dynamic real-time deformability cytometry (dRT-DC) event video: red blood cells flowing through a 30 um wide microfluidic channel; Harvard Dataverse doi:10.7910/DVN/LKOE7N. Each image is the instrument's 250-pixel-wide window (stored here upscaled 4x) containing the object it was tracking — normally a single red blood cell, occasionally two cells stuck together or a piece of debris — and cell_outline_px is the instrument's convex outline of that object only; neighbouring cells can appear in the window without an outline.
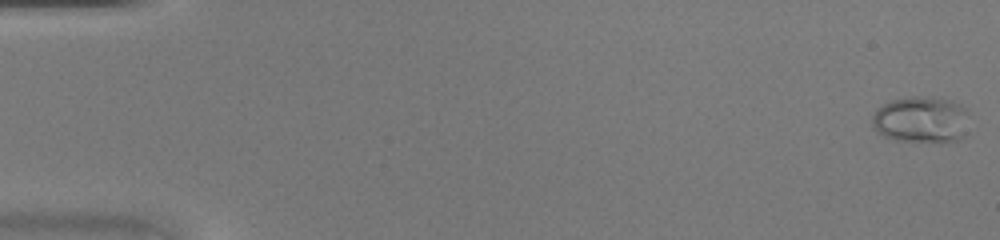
{"species": "common noctule bat (a hibernating species)", "species_latin": "Nyctalus noctula", "temperature_condition": "warm", "stored_images_in_passage": 38, "camera_frame_rate_fps": 3000, "um_per_image_px": 0.085, "animal": {"sex": "female", "body_mass_g": 20.0, "forearm_length_mm": 54.0}, "frame": {"image": 1, "passage_image": 1, "time_ms": 0.0, "image_size_px": [1000, 240], "cell_outline_px": [[968, 112], [960, 140], [896, 140], [884, 136], [872, 124], [872, 116], [876, 108], [892, 100], [912, 96], [932, 96], [952, 100], [968, 108]], "centroid_in_image_um": [78.28, 10.11], "position_along_channel_um": 6.7, "area_um2": 25.78}}
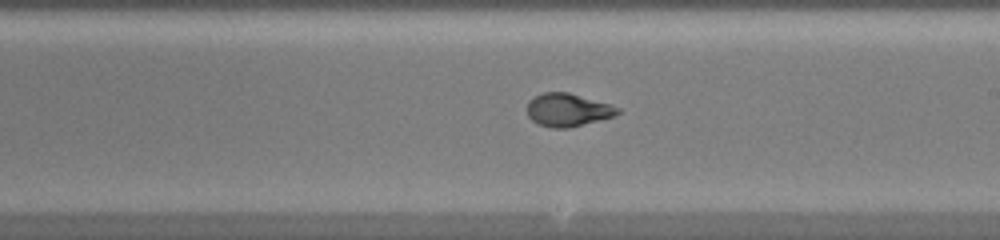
{"frame": {"image": 2, "passage_image": 28, "time_ms": 9.0, "image_size_px": [1000, 240], "cell_outline_px": [[620, 112], [612, 116], [568, 128], [552, 128], [540, 124], [532, 120], [528, 116], [528, 100], [544, 92], [568, 92], [608, 104], [620, 108]], "centroid_in_image_um": [48.22, 9.34], "position_along_channel_um": 240.8, "area_um2": 16.99}}
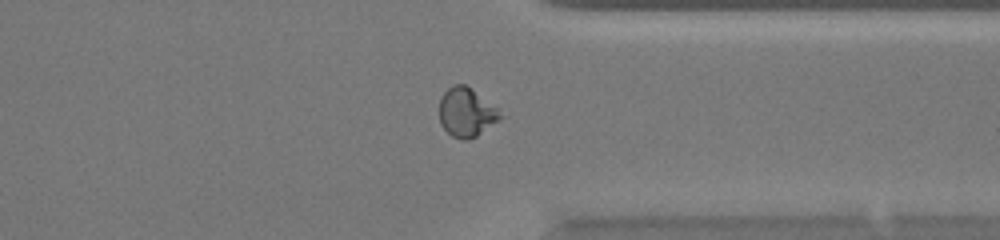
{"frame": {"image": 3, "passage_image": 37, "time_ms": 12.0, "image_size_px": [1000, 240], "cell_outline_px": [[508, 116], [476, 136], [468, 140], [460, 140], [452, 136], [440, 124], [440, 96], [452, 84], [464, 84], [500, 108]], "centroid_in_image_um": [39.72, 9.56], "position_along_channel_um": 371.7, "area_um2": 17.92}}